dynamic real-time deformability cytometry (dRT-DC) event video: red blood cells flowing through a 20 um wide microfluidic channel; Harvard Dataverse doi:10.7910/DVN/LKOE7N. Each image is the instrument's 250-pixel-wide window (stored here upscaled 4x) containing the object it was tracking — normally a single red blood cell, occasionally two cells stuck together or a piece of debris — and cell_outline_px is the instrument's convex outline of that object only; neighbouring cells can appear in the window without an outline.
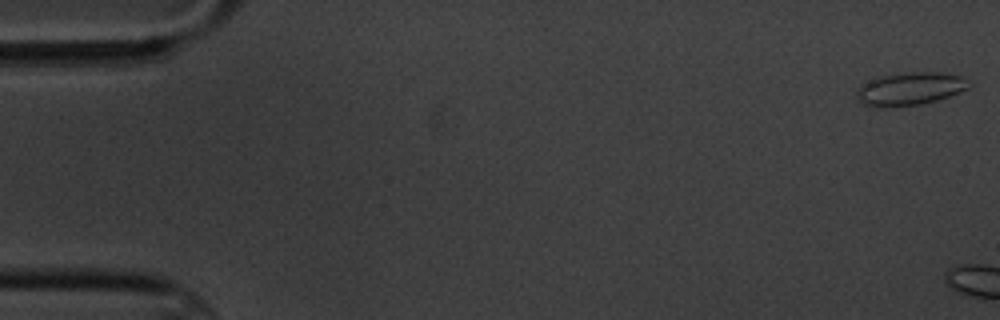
{"species": "common noctule bat (a hibernating species)", "species_latin": "Nyctalus noctula", "temperature_condition": "cold", "stored_images_in_passage": 3, "camera_frame_rate_fps": 3000, "um_per_image_px": 0.085, "animal": {"sex": "male", "body_mass_g": 20.1, "forearm_length_mm": 53.5}, "frame": {"image": 1, "passage_image": 1, "time_ms": 0.0, "image_size_px": [1000, 320], "cell_outline_px": [[972, 84], [968, 88], [948, 96], [936, 100], [920, 104], [880, 108], [864, 104], [856, 96], [856, 88], [876, 76], [912, 72], [940, 72], [960, 76]], "centroid_in_image_um": [77.31, 7.54], "position_along_channel_um": 7.7, "area_um2": 21.44}}